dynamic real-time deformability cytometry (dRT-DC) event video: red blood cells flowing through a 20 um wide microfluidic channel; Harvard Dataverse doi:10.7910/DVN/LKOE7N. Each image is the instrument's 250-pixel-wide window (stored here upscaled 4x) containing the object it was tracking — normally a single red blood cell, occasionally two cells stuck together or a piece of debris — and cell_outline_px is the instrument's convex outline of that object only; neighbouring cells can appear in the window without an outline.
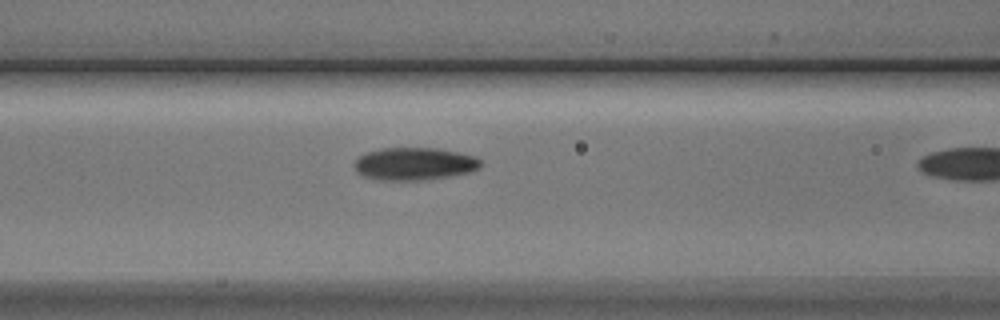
{"species": "Egyptian fruit bat (a non-hibernating species)", "species_latin": "Rousettus aegyptiacus", "temperature_condition": "cold", "stored_images_in_passage": 5, "segment_of_instrument_passage": [2, 2], "camera_frame_rate_fps": 3000, "um_per_image_px": 0.085, "animal": {"sex": "male"}, "frame": {"image": 1, "passage_image": 5, "time_ms": 5.333, "image_size_px": [1000, 320], "cell_outline_px": [[480, 168], [468, 172], [428, 180], [384, 180], [364, 176], [356, 168], [356, 160], [360, 156], [368, 152], [380, 148], [436, 148], [476, 156], [480, 160]], "centroid_in_image_um": [35.26, 13.92], "position_along_channel_um": 131.3, "area_um2": 23.64}}